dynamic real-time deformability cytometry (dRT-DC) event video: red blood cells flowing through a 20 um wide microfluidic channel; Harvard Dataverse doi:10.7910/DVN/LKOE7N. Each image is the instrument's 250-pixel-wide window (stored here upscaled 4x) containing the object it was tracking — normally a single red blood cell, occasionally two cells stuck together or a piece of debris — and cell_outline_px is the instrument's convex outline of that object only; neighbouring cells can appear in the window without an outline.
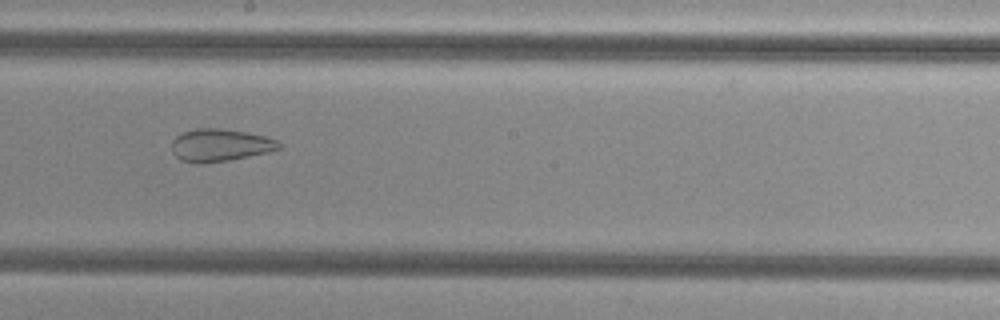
{"species": "common noctule bat (a hibernating species)", "species_latin": "Nyctalus noctula", "temperature_condition": "cold", "stored_images_in_passage": 45, "camera_frame_rate_fps": 3000, "um_per_image_px": 0.085, "animal": {"sex": "female", "body_mass_g": 29.2, "forearm_length_mm": 56.3}, "frame": {"image": 1, "passage_image": 21, "time_ms": 6.667, "image_size_px": [1000, 320], "cell_outline_px": [[280, 148], [268, 152], [228, 160], [200, 164], [196, 164], [180, 160], [172, 152], [172, 140], [176, 136], [184, 132], [196, 128], [220, 128], [244, 132], [264, 136], [276, 140], [280, 144]], "centroid_in_image_um": [18.65, 12.34], "position_along_channel_um": 229.5, "area_um2": 20.17}}
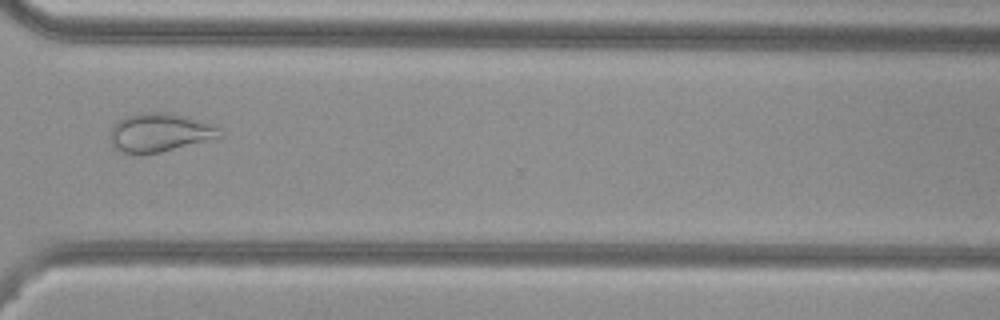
{"frame": {"image": 2, "passage_image": 31, "time_ms": 10.0, "image_size_px": [1000, 320], "cell_outline_px": [[224, 136], [220, 140], [140, 156], [120, 152], [112, 144], [108, 136], [112, 128], [124, 116], [140, 112], [168, 112], [188, 116], [216, 124], [224, 132]], "centroid_in_image_um": [13.69, 11.29], "position_along_channel_um": 356.9, "area_um2": 26.01}}
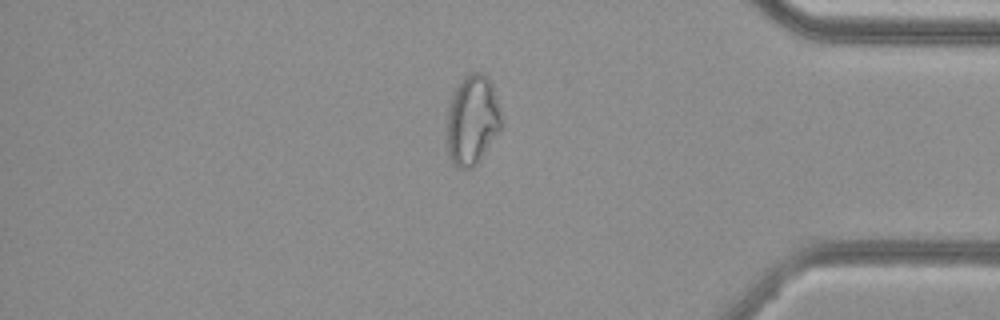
{"frame": {"image": 3, "passage_image": 36, "time_ms": 11.667, "image_size_px": [1000, 320], "cell_outline_px": [[504, 124], [480, 160], [472, 168], [456, 168], [452, 160], [448, 148], [448, 108], [452, 92], [456, 84], [464, 76], [472, 72], [484, 72], [488, 76], [492, 84], [500, 108]], "centroid_in_image_um": [40.17, 10.15], "position_along_channel_um": 395.0, "area_um2": 28.78}}